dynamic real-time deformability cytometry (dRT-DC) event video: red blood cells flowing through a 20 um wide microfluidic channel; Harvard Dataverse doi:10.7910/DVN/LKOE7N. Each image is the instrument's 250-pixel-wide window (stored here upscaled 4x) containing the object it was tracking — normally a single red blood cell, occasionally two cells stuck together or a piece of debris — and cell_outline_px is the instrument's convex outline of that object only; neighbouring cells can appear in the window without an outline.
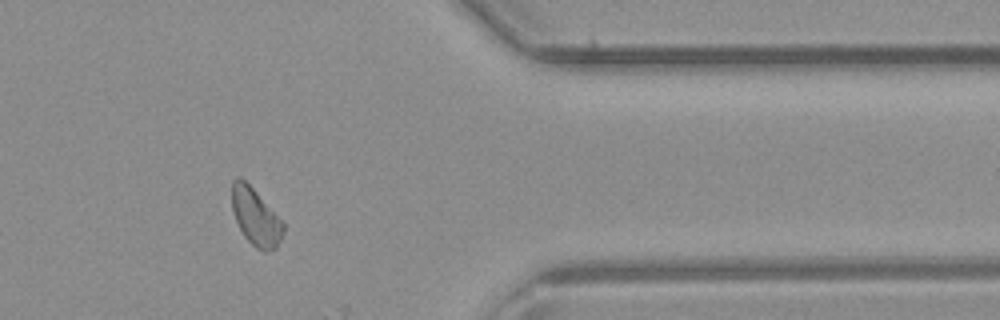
{"species": "common noctule bat (a hibernating species)", "species_latin": "Nyctalus noctula", "temperature_condition": "room temperature", "stored_images_in_passage": 34, "camera_frame_rate_fps": 3000, "um_per_image_px": 0.085, "animal": {"sex": "male", "body_mass_g": 23.1, "forearm_length_mm": 52.7}, "frame": {"image": 1, "passage_image": 28, "time_ms": 9.0, "image_size_px": [1000, 320], "cell_outline_px": [[284, 232], [276, 248], [264, 252], [256, 248], [244, 236], [236, 220], [232, 208], [232, 180], [236, 176], [240, 176], [256, 192], [284, 224]], "centroid_in_image_um": [21.71, 18.44], "position_along_channel_um": 389.7, "area_um2": 16.76}}
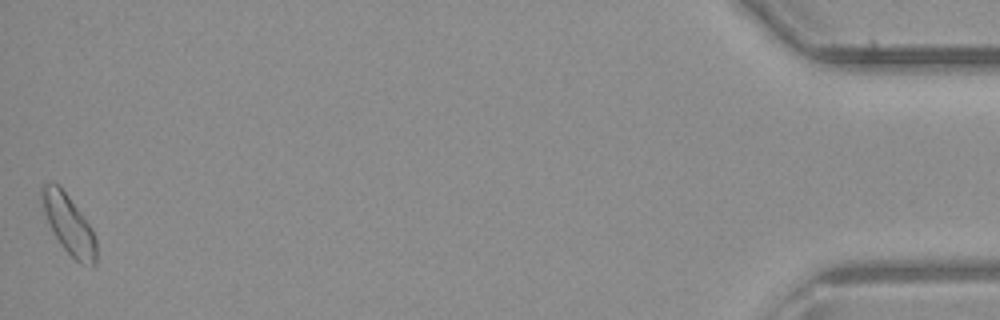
{"frame": {"image": 2, "passage_image": 34, "time_ms": 11.0, "image_size_px": [1000, 320], "cell_outline_px": [[96, 264], [92, 268], [80, 264], [60, 244], [44, 212], [40, 196], [40, 188], [44, 184], [60, 184], [92, 228], [96, 240]], "centroid_in_image_um": [5.87, 19.09], "position_along_channel_um": 429.3, "area_um2": 18.67}}